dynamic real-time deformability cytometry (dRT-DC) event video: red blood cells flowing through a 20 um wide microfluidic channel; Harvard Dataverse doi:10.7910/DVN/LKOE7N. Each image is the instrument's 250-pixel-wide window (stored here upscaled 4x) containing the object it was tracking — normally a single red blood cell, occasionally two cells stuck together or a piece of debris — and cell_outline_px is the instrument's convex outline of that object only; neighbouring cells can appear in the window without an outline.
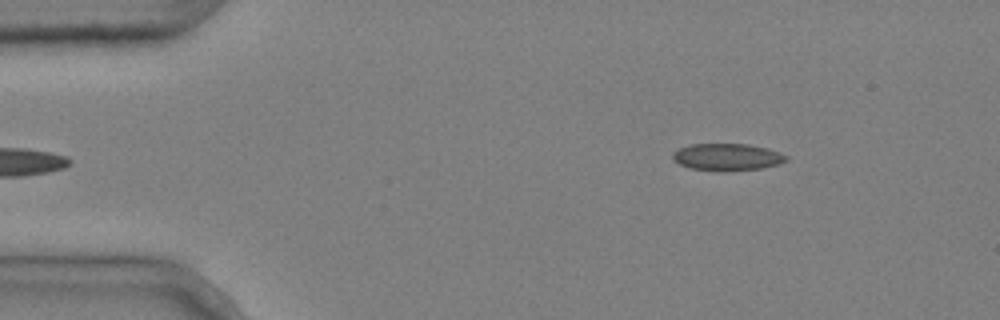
{"species": "common noctule bat (a hibernating species)", "species_latin": "Nyctalus noctula", "temperature_condition": "cold", "stored_images_in_passage": 2, "camera_frame_rate_fps": 3000, "um_per_image_px": 0.085, "animal": {"sex": "male", "body_mass_g": 20.4}, "frame": {"image": 1, "passage_image": 2, "time_ms": 0.333, "image_size_px": [1000, 320], "cell_outline_px": [[788, 160], [780, 164], [760, 168], [688, 168], [672, 160], [672, 152], [688, 144], [748, 144], [768, 148], [780, 152], [788, 156]], "centroid_in_image_um": [61.82, 13.29], "position_along_channel_um": 23.2, "area_um2": 17.17}}